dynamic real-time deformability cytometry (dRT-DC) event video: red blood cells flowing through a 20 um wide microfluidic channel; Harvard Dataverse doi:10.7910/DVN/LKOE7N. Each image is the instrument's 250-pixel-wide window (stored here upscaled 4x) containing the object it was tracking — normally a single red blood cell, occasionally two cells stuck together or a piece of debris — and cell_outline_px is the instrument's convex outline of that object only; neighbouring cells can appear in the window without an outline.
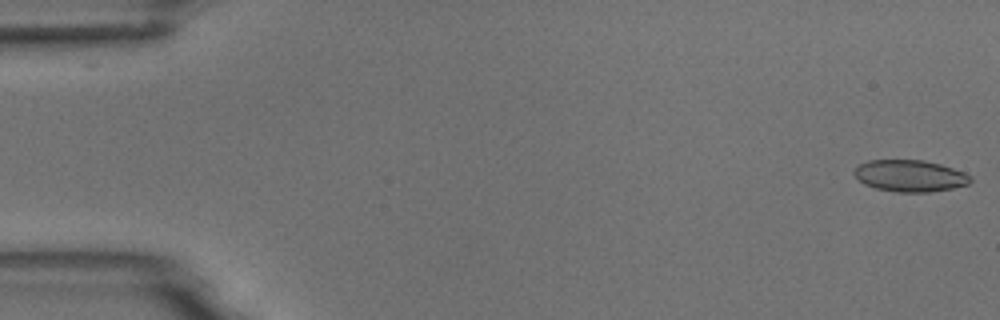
{"species": "common noctule bat (a hibernating species)", "species_latin": "Nyctalus noctula", "temperature_condition": "room temperature", "stored_images_in_passage": 7, "camera_frame_rate_fps": 3000, "um_per_image_px": 0.085, "animal": {"sex": "male", "body_mass_g": 18.8}, "frame": {"image": 1, "passage_image": 1, "time_ms": 0.0, "image_size_px": [1000, 320], "cell_outline_px": [[972, 180], [968, 184], [952, 188], [928, 192], [896, 192], [876, 188], [864, 184], [852, 172], [860, 164], [868, 160], [924, 160], [940, 164], [964, 172], [972, 176]], "centroid_in_image_um": [77.35, 14.94], "position_along_channel_um": 7.6, "area_um2": 21.39}}
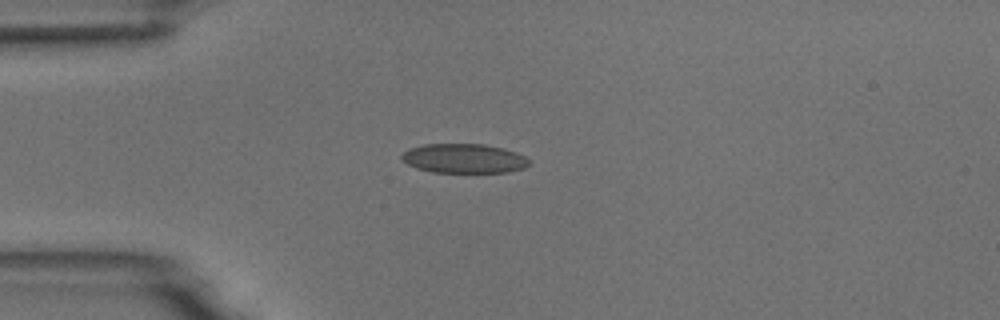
{"frame": {"image": 2, "passage_image": 4, "time_ms": 4.333, "image_size_px": [1000, 320], "cell_outline_px": [[528, 164], [524, 168], [508, 172], [432, 172], [416, 168], [408, 164], [400, 156], [408, 148], [424, 144], [484, 144], [504, 148], [516, 152], [524, 156], [528, 160]], "centroid_in_image_um": [39.42, 13.46], "position_along_channel_um": 45.6, "area_um2": 21.73}}
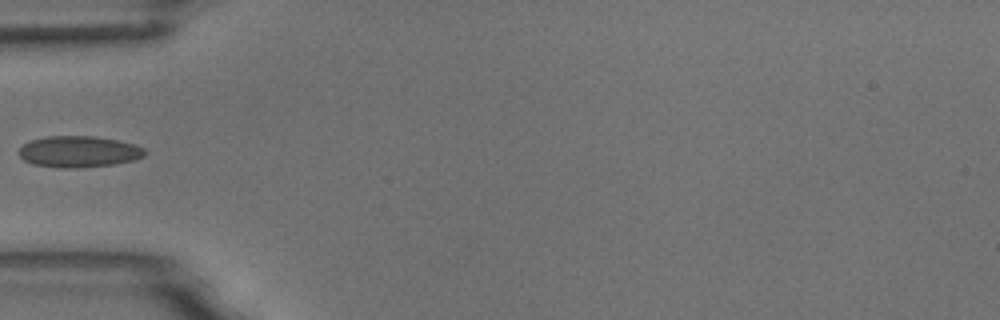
{"frame": {"image": 3, "passage_image": 5, "time_ms": 5.667, "image_size_px": [1000, 320], "cell_outline_px": [[148, 152], [144, 156], [136, 160], [112, 164], [84, 168], [56, 168], [32, 164], [24, 160], [16, 152], [24, 144], [32, 140], [44, 136], [92, 136], [116, 140], [132, 144], [144, 148]], "centroid_in_image_um": [6.68, 12.9], "position_along_channel_um": 78.3, "area_um2": 23.18}}